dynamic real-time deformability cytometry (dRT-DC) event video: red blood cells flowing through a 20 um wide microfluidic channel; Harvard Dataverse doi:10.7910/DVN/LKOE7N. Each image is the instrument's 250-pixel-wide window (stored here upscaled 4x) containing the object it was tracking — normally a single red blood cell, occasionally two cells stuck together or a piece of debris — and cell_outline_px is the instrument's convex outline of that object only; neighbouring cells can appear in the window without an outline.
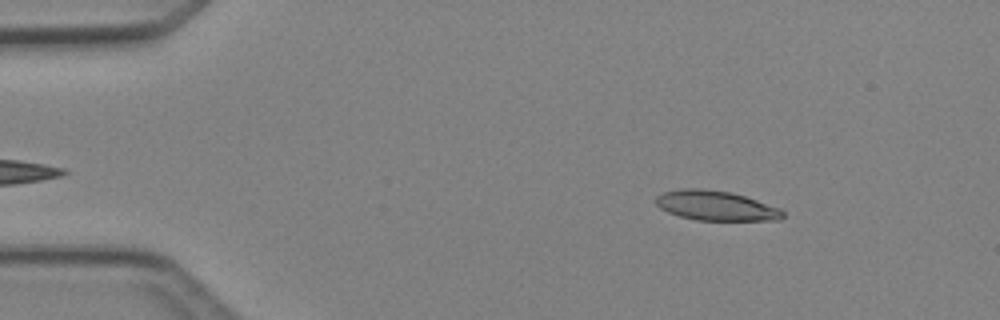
{"species": "Egyptian fruit bat (a non-hibernating species)", "species_latin": "Rousettus aegyptiacus", "temperature_condition": "cold", "stored_images_in_passage": 3, "camera_frame_rate_fps": 3000, "um_per_image_px": 0.085, "animal": {"sex": "female"}, "frame": {"image": 1, "passage_image": 1, "time_ms": 0.0, "image_size_px": [1000, 320], "cell_outline_px": [[784, 216], [780, 220], [696, 220], [680, 216], [668, 212], [660, 208], [656, 204], [656, 196], [664, 192], [680, 188], [700, 188], [732, 192], [780, 208], [784, 212]], "centroid_in_image_um": [60.84, 17.47], "position_along_channel_um": 24.2, "area_um2": 21.96}}
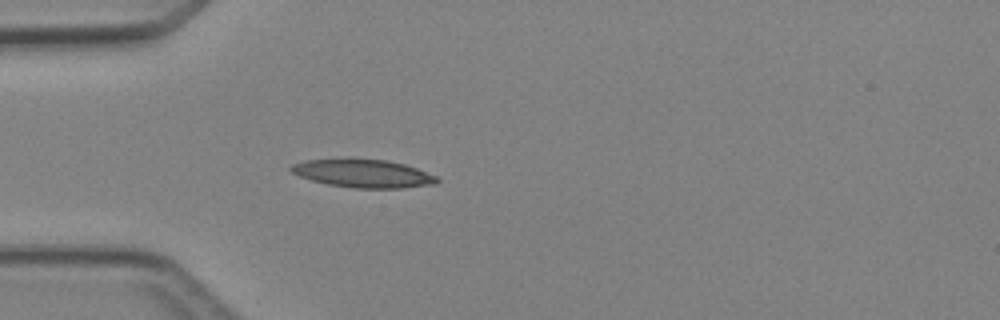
{"frame": {"image": 2, "passage_image": 3, "time_ms": 2.333, "image_size_px": [1000, 320], "cell_outline_px": [[440, 180], [436, 184], [404, 188], [352, 188], [328, 184], [312, 180], [300, 176], [292, 172], [288, 168], [292, 164], [304, 160], [348, 156], [388, 160], [404, 164], [416, 168], [436, 176]], "centroid_in_image_um": [30.83, 14.7], "position_along_channel_um": 54.2, "area_um2": 24.74}}